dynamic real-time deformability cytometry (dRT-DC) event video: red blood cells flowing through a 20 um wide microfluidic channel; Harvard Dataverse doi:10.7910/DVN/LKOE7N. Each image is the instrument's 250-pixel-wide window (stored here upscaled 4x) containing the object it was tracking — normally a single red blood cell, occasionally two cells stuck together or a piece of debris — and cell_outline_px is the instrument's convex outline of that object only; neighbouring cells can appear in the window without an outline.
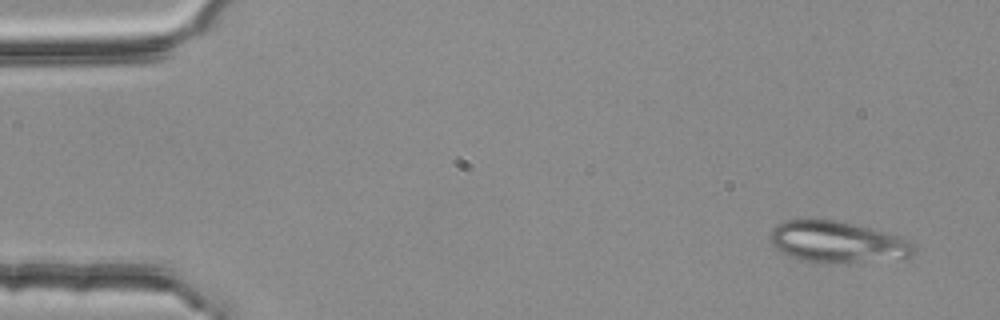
{"species": "common noctule bat (a hibernating species)", "species_latin": "Nyctalus noctula", "temperature_condition": "room temperature", "stored_images_in_passage": 4, "camera_frame_rate_fps": 3000, "um_per_image_px": 0.085, "animal": {"sex": "female", "body_mass_g": 25.1}, "frame": {"image": 1, "passage_image": 1, "time_ms": 0.0, "image_size_px": [1000, 320], "cell_outline_px": [[916, 248], [912, 256], [904, 260], [848, 264], [824, 264], [800, 260], [788, 256], [780, 252], [772, 244], [772, 228], [776, 224], [784, 220], [800, 216], [832, 220], [852, 224], [888, 232], [900, 236], [908, 240]], "centroid_in_image_um": [71.2, 20.59], "position_along_channel_um": 13.8, "area_um2": 36.3}}